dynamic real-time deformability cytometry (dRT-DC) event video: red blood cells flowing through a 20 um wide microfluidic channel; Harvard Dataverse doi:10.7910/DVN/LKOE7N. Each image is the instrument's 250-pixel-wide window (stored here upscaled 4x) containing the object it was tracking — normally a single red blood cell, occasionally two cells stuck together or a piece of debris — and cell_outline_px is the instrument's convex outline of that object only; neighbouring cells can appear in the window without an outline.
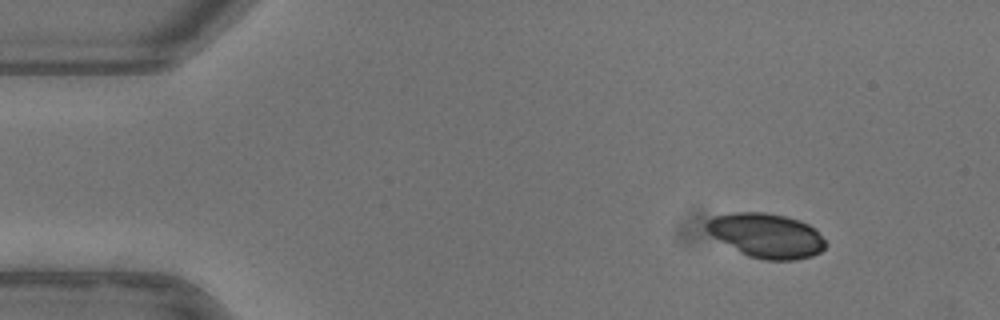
{"species": "common noctule bat (a hibernating species)", "species_latin": "Nyctalus noctula", "temperature_condition": "warm", "stored_images_in_passage": 13, "camera_frame_rate_fps": 3000, "um_per_image_px": 0.085, "animal": {"sex": "female"}, "frame": {"image": 1, "passage_image": 6, "time_ms": 1.667, "image_size_px": [1000, 320], "cell_outline_px": [[828, 244], [820, 252], [812, 256], [796, 260], [764, 260], [748, 256], [740, 252], [712, 236], [704, 228], [704, 224], [708, 220], [716, 216], [732, 212], [764, 212], [784, 216], [800, 220], [816, 228]], "centroid_in_image_um": [65.17, 20.02], "position_along_channel_um": 19.8, "area_um2": 30.98}}